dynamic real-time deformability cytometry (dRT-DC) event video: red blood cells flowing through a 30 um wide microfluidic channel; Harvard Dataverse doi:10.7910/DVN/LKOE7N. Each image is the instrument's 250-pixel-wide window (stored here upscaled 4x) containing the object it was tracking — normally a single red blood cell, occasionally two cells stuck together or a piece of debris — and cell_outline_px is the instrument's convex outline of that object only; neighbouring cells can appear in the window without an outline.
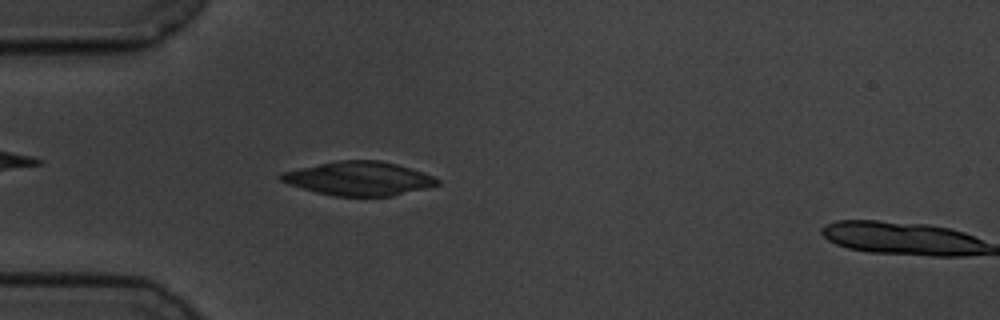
{"species": "common noctule bat (a hibernating species)", "species_latin": "Nyctalus noctula", "temperature_condition": "cold", "stored_images_in_passage": 11, "camera_frame_rate_fps": 3000, "um_per_image_px": 0.085, "animal": {"sex": "male", "body_mass_g": 19.5, "forearm_length_mm": 54.6}, "frame": {"image": 1, "passage_image": 10, "time_ms": 3.0, "image_size_px": [1000, 320], "cell_outline_px": [[440, 184], [428, 188], [392, 196], [336, 196], [316, 192], [288, 184], [280, 180], [276, 176], [280, 172], [336, 160], [380, 160], [412, 168], [432, 176], [440, 180]], "centroid_in_image_um": [30.49, 15.17], "position_along_channel_um": 54.5, "area_um2": 30.98}}